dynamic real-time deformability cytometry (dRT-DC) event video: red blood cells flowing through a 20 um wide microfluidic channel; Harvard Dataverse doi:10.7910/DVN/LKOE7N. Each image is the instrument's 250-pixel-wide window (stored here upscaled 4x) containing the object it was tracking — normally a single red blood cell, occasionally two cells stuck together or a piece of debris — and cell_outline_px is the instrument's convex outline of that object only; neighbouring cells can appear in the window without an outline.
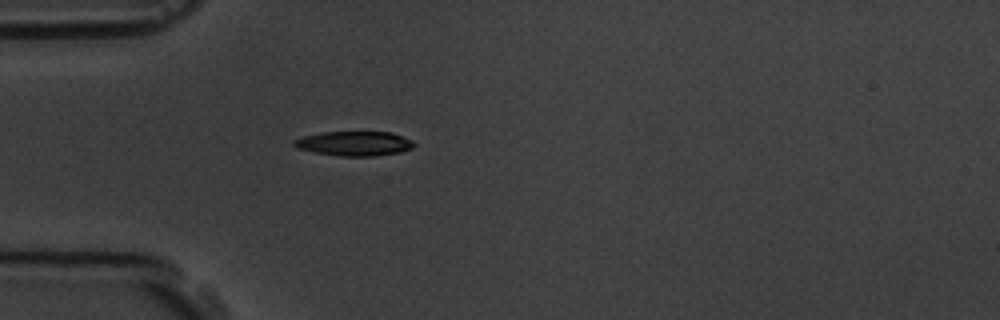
{"species": "common noctule bat (a hibernating species)", "species_latin": "Nyctalus noctula", "temperature_condition": "room temperature", "stored_images_in_passage": 1, "camera_frame_rate_fps": 3000, "um_per_image_px": 0.085, "animal": {"sex": "male", "body_mass_g": 19.5, "forearm_length_mm": 54.6}, "frame": {"image": 1, "passage_image": 1, "time_ms": 0.0, "image_size_px": [1000, 320], "cell_outline_px": [[416, 144], [412, 148], [400, 152], [372, 156], [340, 156], [316, 152], [296, 148], [292, 144], [292, 140], [304, 136], [320, 132], [392, 132], [412, 140]], "centroid_in_image_um": [30.11, 12.19], "position_along_channel_um": 54.9, "area_um2": 17.17}}